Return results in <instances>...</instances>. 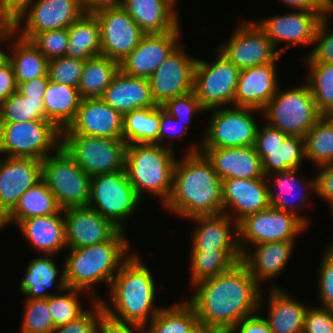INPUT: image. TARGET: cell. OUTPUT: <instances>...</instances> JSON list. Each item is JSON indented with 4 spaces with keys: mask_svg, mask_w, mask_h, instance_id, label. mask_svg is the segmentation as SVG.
I'll return each instance as SVG.
<instances>
[{
    "mask_svg": "<svg viewBox=\"0 0 333 333\" xmlns=\"http://www.w3.org/2000/svg\"><path fill=\"white\" fill-rule=\"evenodd\" d=\"M188 303L197 319L214 332L230 331L245 317L262 309L261 285L239 261L230 270L193 285Z\"/></svg>",
    "mask_w": 333,
    "mask_h": 333,
    "instance_id": "obj_1",
    "label": "cell"
},
{
    "mask_svg": "<svg viewBox=\"0 0 333 333\" xmlns=\"http://www.w3.org/2000/svg\"><path fill=\"white\" fill-rule=\"evenodd\" d=\"M200 149L199 142L193 144L183 160H176L171 194L163 205L185 219L223 213L222 179Z\"/></svg>",
    "mask_w": 333,
    "mask_h": 333,
    "instance_id": "obj_2",
    "label": "cell"
},
{
    "mask_svg": "<svg viewBox=\"0 0 333 333\" xmlns=\"http://www.w3.org/2000/svg\"><path fill=\"white\" fill-rule=\"evenodd\" d=\"M129 255L110 284L111 305L103 299L100 302L108 319L145 326L163 307L155 306L156 282L152 271L141 261L138 253Z\"/></svg>",
    "mask_w": 333,
    "mask_h": 333,
    "instance_id": "obj_3",
    "label": "cell"
},
{
    "mask_svg": "<svg viewBox=\"0 0 333 333\" xmlns=\"http://www.w3.org/2000/svg\"><path fill=\"white\" fill-rule=\"evenodd\" d=\"M119 230L110 240L81 248H67L64 262L68 288L92 290L94 285L110 286L123 263L130 257V240ZM127 254V256H125Z\"/></svg>",
    "mask_w": 333,
    "mask_h": 333,
    "instance_id": "obj_4",
    "label": "cell"
},
{
    "mask_svg": "<svg viewBox=\"0 0 333 333\" xmlns=\"http://www.w3.org/2000/svg\"><path fill=\"white\" fill-rule=\"evenodd\" d=\"M172 141L163 146L155 143L128 144L125 171L131 185L142 199L143 193L161 199L164 205L172 190L176 163ZM169 144V145H168Z\"/></svg>",
    "mask_w": 333,
    "mask_h": 333,
    "instance_id": "obj_5",
    "label": "cell"
},
{
    "mask_svg": "<svg viewBox=\"0 0 333 333\" xmlns=\"http://www.w3.org/2000/svg\"><path fill=\"white\" fill-rule=\"evenodd\" d=\"M263 116L271 127L290 136L305 137L323 115L317 109L309 85L304 83L284 91L278 88L262 110Z\"/></svg>",
    "mask_w": 333,
    "mask_h": 333,
    "instance_id": "obj_6",
    "label": "cell"
},
{
    "mask_svg": "<svg viewBox=\"0 0 333 333\" xmlns=\"http://www.w3.org/2000/svg\"><path fill=\"white\" fill-rule=\"evenodd\" d=\"M61 143L62 131L48 119L0 123L2 156L44 160Z\"/></svg>",
    "mask_w": 333,
    "mask_h": 333,
    "instance_id": "obj_7",
    "label": "cell"
},
{
    "mask_svg": "<svg viewBox=\"0 0 333 333\" xmlns=\"http://www.w3.org/2000/svg\"><path fill=\"white\" fill-rule=\"evenodd\" d=\"M42 180L62 209L88 205L91 177L62 146L42 160Z\"/></svg>",
    "mask_w": 333,
    "mask_h": 333,
    "instance_id": "obj_8",
    "label": "cell"
},
{
    "mask_svg": "<svg viewBox=\"0 0 333 333\" xmlns=\"http://www.w3.org/2000/svg\"><path fill=\"white\" fill-rule=\"evenodd\" d=\"M141 198L125 170L91 177L89 207L125 231V221L138 210ZM125 220V221H124Z\"/></svg>",
    "mask_w": 333,
    "mask_h": 333,
    "instance_id": "obj_9",
    "label": "cell"
},
{
    "mask_svg": "<svg viewBox=\"0 0 333 333\" xmlns=\"http://www.w3.org/2000/svg\"><path fill=\"white\" fill-rule=\"evenodd\" d=\"M127 143L79 134H62L61 146L90 177L125 170Z\"/></svg>",
    "mask_w": 333,
    "mask_h": 333,
    "instance_id": "obj_10",
    "label": "cell"
},
{
    "mask_svg": "<svg viewBox=\"0 0 333 333\" xmlns=\"http://www.w3.org/2000/svg\"><path fill=\"white\" fill-rule=\"evenodd\" d=\"M231 108L218 107L207 110L211 112L210 122L204 138H201V148H230L253 146L256 140L258 123L256 112L261 110L249 107Z\"/></svg>",
    "mask_w": 333,
    "mask_h": 333,
    "instance_id": "obj_11",
    "label": "cell"
},
{
    "mask_svg": "<svg viewBox=\"0 0 333 333\" xmlns=\"http://www.w3.org/2000/svg\"><path fill=\"white\" fill-rule=\"evenodd\" d=\"M240 69L218 49L216 59L209 63L197 58L194 71V92L207 111L233 106Z\"/></svg>",
    "mask_w": 333,
    "mask_h": 333,
    "instance_id": "obj_12",
    "label": "cell"
},
{
    "mask_svg": "<svg viewBox=\"0 0 333 333\" xmlns=\"http://www.w3.org/2000/svg\"><path fill=\"white\" fill-rule=\"evenodd\" d=\"M306 227L294 214L270 206L238 222V244L243 254L251 245L296 240Z\"/></svg>",
    "mask_w": 333,
    "mask_h": 333,
    "instance_id": "obj_13",
    "label": "cell"
},
{
    "mask_svg": "<svg viewBox=\"0 0 333 333\" xmlns=\"http://www.w3.org/2000/svg\"><path fill=\"white\" fill-rule=\"evenodd\" d=\"M218 50L240 70L276 62L281 56L255 21H244Z\"/></svg>",
    "mask_w": 333,
    "mask_h": 333,
    "instance_id": "obj_14",
    "label": "cell"
},
{
    "mask_svg": "<svg viewBox=\"0 0 333 333\" xmlns=\"http://www.w3.org/2000/svg\"><path fill=\"white\" fill-rule=\"evenodd\" d=\"M100 28L101 55L121 62L138 46L145 33L121 6L93 13Z\"/></svg>",
    "mask_w": 333,
    "mask_h": 333,
    "instance_id": "obj_15",
    "label": "cell"
},
{
    "mask_svg": "<svg viewBox=\"0 0 333 333\" xmlns=\"http://www.w3.org/2000/svg\"><path fill=\"white\" fill-rule=\"evenodd\" d=\"M182 47L180 44L148 78L152 97L159 106L166 100L194 91L197 59Z\"/></svg>",
    "mask_w": 333,
    "mask_h": 333,
    "instance_id": "obj_16",
    "label": "cell"
},
{
    "mask_svg": "<svg viewBox=\"0 0 333 333\" xmlns=\"http://www.w3.org/2000/svg\"><path fill=\"white\" fill-rule=\"evenodd\" d=\"M84 13L83 0H38L13 25V32L30 40L36 33L68 28Z\"/></svg>",
    "mask_w": 333,
    "mask_h": 333,
    "instance_id": "obj_17",
    "label": "cell"
},
{
    "mask_svg": "<svg viewBox=\"0 0 333 333\" xmlns=\"http://www.w3.org/2000/svg\"><path fill=\"white\" fill-rule=\"evenodd\" d=\"M328 14L329 12L295 10L283 15L261 19V21L259 19L255 22L266 33L276 49L279 43L287 42L285 47L277 49L282 55L291 46L314 45L318 25L322 18Z\"/></svg>",
    "mask_w": 333,
    "mask_h": 333,
    "instance_id": "obj_18",
    "label": "cell"
},
{
    "mask_svg": "<svg viewBox=\"0 0 333 333\" xmlns=\"http://www.w3.org/2000/svg\"><path fill=\"white\" fill-rule=\"evenodd\" d=\"M42 180V160L34 158H0V219L17 205L20 197Z\"/></svg>",
    "mask_w": 333,
    "mask_h": 333,
    "instance_id": "obj_19",
    "label": "cell"
},
{
    "mask_svg": "<svg viewBox=\"0 0 333 333\" xmlns=\"http://www.w3.org/2000/svg\"><path fill=\"white\" fill-rule=\"evenodd\" d=\"M180 31L179 25L166 33L145 34L138 46L119 62L120 70L133 77L148 79L180 45Z\"/></svg>",
    "mask_w": 333,
    "mask_h": 333,
    "instance_id": "obj_20",
    "label": "cell"
},
{
    "mask_svg": "<svg viewBox=\"0 0 333 333\" xmlns=\"http://www.w3.org/2000/svg\"><path fill=\"white\" fill-rule=\"evenodd\" d=\"M124 116L102 98L82 99L75 119L62 134H79L109 139H122Z\"/></svg>",
    "mask_w": 333,
    "mask_h": 333,
    "instance_id": "obj_21",
    "label": "cell"
},
{
    "mask_svg": "<svg viewBox=\"0 0 333 333\" xmlns=\"http://www.w3.org/2000/svg\"><path fill=\"white\" fill-rule=\"evenodd\" d=\"M222 197L223 213L237 223L248 215L270 207L266 178L223 179Z\"/></svg>",
    "mask_w": 333,
    "mask_h": 333,
    "instance_id": "obj_22",
    "label": "cell"
},
{
    "mask_svg": "<svg viewBox=\"0 0 333 333\" xmlns=\"http://www.w3.org/2000/svg\"><path fill=\"white\" fill-rule=\"evenodd\" d=\"M67 248H81L110 240L120 229L89 206L64 209Z\"/></svg>",
    "mask_w": 333,
    "mask_h": 333,
    "instance_id": "obj_23",
    "label": "cell"
},
{
    "mask_svg": "<svg viewBox=\"0 0 333 333\" xmlns=\"http://www.w3.org/2000/svg\"><path fill=\"white\" fill-rule=\"evenodd\" d=\"M300 171V169H289L272 173L265 178L268 183L270 206L294 214L308 227V218L301 216L299 211L308 203L307 201H310L308 192L316 193V178L308 179L310 182L305 183L304 179H298L297 173ZM269 180H272V183Z\"/></svg>",
    "mask_w": 333,
    "mask_h": 333,
    "instance_id": "obj_24",
    "label": "cell"
},
{
    "mask_svg": "<svg viewBox=\"0 0 333 333\" xmlns=\"http://www.w3.org/2000/svg\"><path fill=\"white\" fill-rule=\"evenodd\" d=\"M276 69V62H269L240 70L233 105L262 111L279 88Z\"/></svg>",
    "mask_w": 333,
    "mask_h": 333,
    "instance_id": "obj_25",
    "label": "cell"
},
{
    "mask_svg": "<svg viewBox=\"0 0 333 333\" xmlns=\"http://www.w3.org/2000/svg\"><path fill=\"white\" fill-rule=\"evenodd\" d=\"M212 163L214 171L223 180L226 178H265L262 162L253 146L230 148H201Z\"/></svg>",
    "mask_w": 333,
    "mask_h": 333,
    "instance_id": "obj_26",
    "label": "cell"
},
{
    "mask_svg": "<svg viewBox=\"0 0 333 333\" xmlns=\"http://www.w3.org/2000/svg\"><path fill=\"white\" fill-rule=\"evenodd\" d=\"M189 220L198 224L192 230L191 250H240L238 223L228 214L197 215Z\"/></svg>",
    "mask_w": 333,
    "mask_h": 333,
    "instance_id": "obj_27",
    "label": "cell"
},
{
    "mask_svg": "<svg viewBox=\"0 0 333 333\" xmlns=\"http://www.w3.org/2000/svg\"><path fill=\"white\" fill-rule=\"evenodd\" d=\"M101 98L123 116L132 110L158 106L152 97L148 79L133 77L121 70Z\"/></svg>",
    "mask_w": 333,
    "mask_h": 333,
    "instance_id": "obj_28",
    "label": "cell"
},
{
    "mask_svg": "<svg viewBox=\"0 0 333 333\" xmlns=\"http://www.w3.org/2000/svg\"><path fill=\"white\" fill-rule=\"evenodd\" d=\"M17 225L28 243L40 254L54 255L63 248L67 249L64 209L53 215L21 220Z\"/></svg>",
    "mask_w": 333,
    "mask_h": 333,
    "instance_id": "obj_29",
    "label": "cell"
},
{
    "mask_svg": "<svg viewBox=\"0 0 333 333\" xmlns=\"http://www.w3.org/2000/svg\"><path fill=\"white\" fill-rule=\"evenodd\" d=\"M176 3V0H124L122 7L145 34H160L180 25Z\"/></svg>",
    "mask_w": 333,
    "mask_h": 333,
    "instance_id": "obj_30",
    "label": "cell"
},
{
    "mask_svg": "<svg viewBox=\"0 0 333 333\" xmlns=\"http://www.w3.org/2000/svg\"><path fill=\"white\" fill-rule=\"evenodd\" d=\"M295 240L276 241L253 245L255 251L246 250L242 262L250 274L261 285L262 281L274 279L283 272L291 258Z\"/></svg>",
    "mask_w": 333,
    "mask_h": 333,
    "instance_id": "obj_31",
    "label": "cell"
},
{
    "mask_svg": "<svg viewBox=\"0 0 333 333\" xmlns=\"http://www.w3.org/2000/svg\"><path fill=\"white\" fill-rule=\"evenodd\" d=\"M55 255H44L39 258L30 259L27 266L25 277L20 281V292L24 294L25 299H47L51 295L59 294L63 289L68 288L65 278V265L62 267V273L53 261ZM60 278L57 280V277ZM57 281L55 293H49L47 290L54 286Z\"/></svg>",
    "mask_w": 333,
    "mask_h": 333,
    "instance_id": "obj_32",
    "label": "cell"
},
{
    "mask_svg": "<svg viewBox=\"0 0 333 333\" xmlns=\"http://www.w3.org/2000/svg\"><path fill=\"white\" fill-rule=\"evenodd\" d=\"M277 285L271 288L267 320L272 333H303L309 306L299 302Z\"/></svg>",
    "mask_w": 333,
    "mask_h": 333,
    "instance_id": "obj_33",
    "label": "cell"
},
{
    "mask_svg": "<svg viewBox=\"0 0 333 333\" xmlns=\"http://www.w3.org/2000/svg\"><path fill=\"white\" fill-rule=\"evenodd\" d=\"M16 37V33L11 32L5 41L6 43L10 41L12 48L10 50L12 53L9 52L8 55V52H5V56L12 64L18 86L20 83L47 75L49 60L30 40Z\"/></svg>",
    "mask_w": 333,
    "mask_h": 333,
    "instance_id": "obj_34",
    "label": "cell"
},
{
    "mask_svg": "<svg viewBox=\"0 0 333 333\" xmlns=\"http://www.w3.org/2000/svg\"><path fill=\"white\" fill-rule=\"evenodd\" d=\"M81 101L78 88L49 81L43 95L46 118L62 131L75 119Z\"/></svg>",
    "mask_w": 333,
    "mask_h": 333,
    "instance_id": "obj_35",
    "label": "cell"
},
{
    "mask_svg": "<svg viewBox=\"0 0 333 333\" xmlns=\"http://www.w3.org/2000/svg\"><path fill=\"white\" fill-rule=\"evenodd\" d=\"M66 57L88 60L101 55L100 28L93 13H84L68 27Z\"/></svg>",
    "mask_w": 333,
    "mask_h": 333,
    "instance_id": "obj_36",
    "label": "cell"
},
{
    "mask_svg": "<svg viewBox=\"0 0 333 333\" xmlns=\"http://www.w3.org/2000/svg\"><path fill=\"white\" fill-rule=\"evenodd\" d=\"M61 211L63 209L53 193L41 180L20 197L15 208L2 220V228L7 227L11 222L18 224L27 218L53 215Z\"/></svg>",
    "mask_w": 333,
    "mask_h": 333,
    "instance_id": "obj_37",
    "label": "cell"
},
{
    "mask_svg": "<svg viewBox=\"0 0 333 333\" xmlns=\"http://www.w3.org/2000/svg\"><path fill=\"white\" fill-rule=\"evenodd\" d=\"M191 286L230 270L242 260L241 250H191Z\"/></svg>",
    "mask_w": 333,
    "mask_h": 333,
    "instance_id": "obj_38",
    "label": "cell"
},
{
    "mask_svg": "<svg viewBox=\"0 0 333 333\" xmlns=\"http://www.w3.org/2000/svg\"><path fill=\"white\" fill-rule=\"evenodd\" d=\"M265 176L289 169H301L305 160V138L288 135L275 150H256Z\"/></svg>",
    "mask_w": 333,
    "mask_h": 333,
    "instance_id": "obj_39",
    "label": "cell"
},
{
    "mask_svg": "<svg viewBox=\"0 0 333 333\" xmlns=\"http://www.w3.org/2000/svg\"><path fill=\"white\" fill-rule=\"evenodd\" d=\"M119 70L118 61L102 55L86 60L78 85L82 99L101 98Z\"/></svg>",
    "mask_w": 333,
    "mask_h": 333,
    "instance_id": "obj_40",
    "label": "cell"
},
{
    "mask_svg": "<svg viewBox=\"0 0 333 333\" xmlns=\"http://www.w3.org/2000/svg\"><path fill=\"white\" fill-rule=\"evenodd\" d=\"M160 106L132 110L124 115L123 137L127 144H158Z\"/></svg>",
    "mask_w": 333,
    "mask_h": 333,
    "instance_id": "obj_41",
    "label": "cell"
},
{
    "mask_svg": "<svg viewBox=\"0 0 333 333\" xmlns=\"http://www.w3.org/2000/svg\"><path fill=\"white\" fill-rule=\"evenodd\" d=\"M304 138L305 159L315 167L333 163V116L323 115Z\"/></svg>",
    "mask_w": 333,
    "mask_h": 333,
    "instance_id": "obj_42",
    "label": "cell"
},
{
    "mask_svg": "<svg viewBox=\"0 0 333 333\" xmlns=\"http://www.w3.org/2000/svg\"><path fill=\"white\" fill-rule=\"evenodd\" d=\"M198 321L194 308L187 302L163 307L145 325L147 333H186Z\"/></svg>",
    "mask_w": 333,
    "mask_h": 333,
    "instance_id": "obj_43",
    "label": "cell"
},
{
    "mask_svg": "<svg viewBox=\"0 0 333 333\" xmlns=\"http://www.w3.org/2000/svg\"><path fill=\"white\" fill-rule=\"evenodd\" d=\"M309 85L318 111L333 116V64L306 62Z\"/></svg>",
    "mask_w": 333,
    "mask_h": 333,
    "instance_id": "obj_44",
    "label": "cell"
},
{
    "mask_svg": "<svg viewBox=\"0 0 333 333\" xmlns=\"http://www.w3.org/2000/svg\"><path fill=\"white\" fill-rule=\"evenodd\" d=\"M47 119L43 98H29L18 91L0 104V123Z\"/></svg>",
    "mask_w": 333,
    "mask_h": 333,
    "instance_id": "obj_45",
    "label": "cell"
},
{
    "mask_svg": "<svg viewBox=\"0 0 333 333\" xmlns=\"http://www.w3.org/2000/svg\"><path fill=\"white\" fill-rule=\"evenodd\" d=\"M83 290L66 288L59 294L49 297V309L56 327L78 319L87 310L81 305L79 297ZM66 293V294H65Z\"/></svg>",
    "mask_w": 333,
    "mask_h": 333,
    "instance_id": "obj_46",
    "label": "cell"
},
{
    "mask_svg": "<svg viewBox=\"0 0 333 333\" xmlns=\"http://www.w3.org/2000/svg\"><path fill=\"white\" fill-rule=\"evenodd\" d=\"M20 333H52L55 329L49 298L26 299Z\"/></svg>",
    "mask_w": 333,
    "mask_h": 333,
    "instance_id": "obj_47",
    "label": "cell"
},
{
    "mask_svg": "<svg viewBox=\"0 0 333 333\" xmlns=\"http://www.w3.org/2000/svg\"><path fill=\"white\" fill-rule=\"evenodd\" d=\"M84 64V60H78L66 56L49 60V80L54 83L78 88Z\"/></svg>",
    "mask_w": 333,
    "mask_h": 333,
    "instance_id": "obj_48",
    "label": "cell"
},
{
    "mask_svg": "<svg viewBox=\"0 0 333 333\" xmlns=\"http://www.w3.org/2000/svg\"><path fill=\"white\" fill-rule=\"evenodd\" d=\"M91 299L93 309H88L76 320L56 327L52 333H99L101 322L105 317L104 310L100 302L101 298L94 296Z\"/></svg>",
    "mask_w": 333,
    "mask_h": 333,
    "instance_id": "obj_49",
    "label": "cell"
},
{
    "mask_svg": "<svg viewBox=\"0 0 333 333\" xmlns=\"http://www.w3.org/2000/svg\"><path fill=\"white\" fill-rule=\"evenodd\" d=\"M68 40V28L36 33L30 39L48 60L65 56Z\"/></svg>",
    "mask_w": 333,
    "mask_h": 333,
    "instance_id": "obj_50",
    "label": "cell"
},
{
    "mask_svg": "<svg viewBox=\"0 0 333 333\" xmlns=\"http://www.w3.org/2000/svg\"><path fill=\"white\" fill-rule=\"evenodd\" d=\"M161 107L169 115L180 121L188 130L194 114L205 112L194 91L166 100Z\"/></svg>",
    "mask_w": 333,
    "mask_h": 333,
    "instance_id": "obj_51",
    "label": "cell"
},
{
    "mask_svg": "<svg viewBox=\"0 0 333 333\" xmlns=\"http://www.w3.org/2000/svg\"><path fill=\"white\" fill-rule=\"evenodd\" d=\"M329 14L324 16L320 21L314 46L311 52H308L305 60L306 62H323L333 64V29L329 31ZM330 32V33H329Z\"/></svg>",
    "mask_w": 333,
    "mask_h": 333,
    "instance_id": "obj_52",
    "label": "cell"
},
{
    "mask_svg": "<svg viewBox=\"0 0 333 333\" xmlns=\"http://www.w3.org/2000/svg\"><path fill=\"white\" fill-rule=\"evenodd\" d=\"M324 251L318 270L319 306L333 309V242Z\"/></svg>",
    "mask_w": 333,
    "mask_h": 333,
    "instance_id": "obj_53",
    "label": "cell"
},
{
    "mask_svg": "<svg viewBox=\"0 0 333 333\" xmlns=\"http://www.w3.org/2000/svg\"><path fill=\"white\" fill-rule=\"evenodd\" d=\"M309 307L305 314L303 333H333V309L319 305Z\"/></svg>",
    "mask_w": 333,
    "mask_h": 333,
    "instance_id": "obj_54",
    "label": "cell"
},
{
    "mask_svg": "<svg viewBox=\"0 0 333 333\" xmlns=\"http://www.w3.org/2000/svg\"><path fill=\"white\" fill-rule=\"evenodd\" d=\"M38 0H0V22L14 25Z\"/></svg>",
    "mask_w": 333,
    "mask_h": 333,
    "instance_id": "obj_55",
    "label": "cell"
},
{
    "mask_svg": "<svg viewBox=\"0 0 333 333\" xmlns=\"http://www.w3.org/2000/svg\"><path fill=\"white\" fill-rule=\"evenodd\" d=\"M264 124L261 128L258 126L254 147L256 150H275L288 135L266 122Z\"/></svg>",
    "mask_w": 333,
    "mask_h": 333,
    "instance_id": "obj_56",
    "label": "cell"
},
{
    "mask_svg": "<svg viewBox=\"0 0 333 333\" xmlns=\"http://www.w3.org/2000/svg\"><path fill=\"white\" fill-rule=\"evenodd\" d=\"M180 126V127H179ZM187 128L180 121L169 115L160 106V129L158 134V144L163 146L166 139H178L187 133ZM161 142V143H160Z\"/></svg>",
    "mask_w": 333,
    "mask_h": 333,
    "instance_id": "obj_57",
    "label": "cell"
},
{
    "mask_svg": "<svg viewBox=\"0 0 333 333\" xmlns=\"http://www.w3.org/2000/svg\"><path fill=\"white\" fill-rule=\"evenodd\" d=\"M316 178V193L333 207V163L319 166Z\"/></svg>",
    "mask_w": 333,
    "mask_h": 333,
    "instance_id": "obj_58",
    "label": "cell"
},
{
    "mask_svg": "<svg viewBox=\"0 0 333 333\" xmlns=\"http://www.w3.org/2000/svg\"><path fill=\"white\" fill-rule=\"evenodd\" d=\"M17 91L14 70L5 56L0 61V104Z\"/></svg>",
    "mask_w": 333,
    "mask_h": 333,
    "instance_id": "obj_59",
    "label": "cell"
},
{
    "mask_svg": "<svg viewBox=\"0 0 333 333\" xmlns=\"http://www.w3.org/2000/svg\"><path fill=\"white\" fill-rule=\"evenodd\" d=\"M256 312L253 315L245 317L238 322L231 330V333H272L267 320L258 315Z\"/></svg>",
    "mask_w": 333,
    "mask_h": 333,
    "instance_id": "obj_60",
    "label": "cell"
},
{
    "mask_svg": "<svg viewBox=\"0 0 333 333\" xmlns=\"http://www.w3.org/2000/svg\"><path fill=\"white\" fill-rule=\"evenodd\" d=\"M49 75L41 76L30 81L20 83L17 91L29 98H43L44 92L49 83Z\"/></svg>",
    "mask_w": 333,
    "mask_h": 333,
    "instance_id": "obj_61",
    "label": "cell"
},
{
    "mask_svg": "<svg viewBox=\"0 0 333 333\" xmlns=\"http://www.w3.org/2000/svg\"><path fill=\"white\" fill-rule=\"evenodd\" d=\"M99 333H147L144 325L122 324L104 317Z\"/></svg>",
    "mask_w": 333,
    "mask_h": 333,
    "instance_id": "obj_62",
    "label": "cell"
},
{
    "mask_svg": "<svg viewBox=\"0 0 333 333\" xmlns=\"http://www.w3.org/2000/svg\"><path fill=\"white\" fill-rule=\"evenodd\" d=\"M294 10L329 12V0H280Z\"/></svg>",
    "mask_w": 333,
    "mask_h": 333,
    "instance_id": "obj_63",
    "label": "cell"
},
{
    "mask_svg": "<svg viewBox=\"0 0 333 333\" xmlns=\"http://www.w3.org/2000/svg\"><path fill=\"white\" fill-rule=\"evenodd\" d=\"M123 0H83L85 13H94L100 9L121 7Z\"/></svg>",
    "mask_w": 333,
    "mask_h": 333,
    "instance_id": "obj_64",
    "label": "cell"
},
{
    "mask_svg": "<svg viewBox=\"0 0 333 333\" xmlns=\"http://www.w3.org/2000/svg\"><path fill=\"white\" fill-rule=\"evenodd\" d=\"M13 32V26L9 24H5L0 22V42L6 41L8 36ZM5 57V52L3 51V48L0 49V60H2Z\"/></svg>",
    "mask_w": 333,
    "mask_h": 333,
    "instance_id": "obj_65",
    "label": "cell"
},
{
    "mask_svg": "<svg viewBox=\"0 0 333 333\" xmlns=\"http://www.w3.org/2000/svg\"><path fill=\"white\" fill-rule=\"evenodd\" d=\"M186 333H215L202 322L197 321Z\"/></svg>",
    "mask_w": 333,
    "mask_h": 333,
    "instance_id": "obj_66",
    "label": "cell"
},
{
    "mask_svg": "<svg viewBox=\"0 0 333 333\" xmlns=\"http://www.w3.org/2000/svg\"><path fill=\"white\" fill-rule=\"evenodd\" d=\"M333 13V0H329V15Z\"/></svg>",
    "mask_w": 333,
    "mask_h": 333,
    "instance_id": "obj_67",
    "label": "cell"
},
{
    "mask_svg": "<svg viewBox=\"0 0 333 333\" xmlns=\"http://www.w3.org/2000/svg\"><path fill=\"white\" fill-rule=\"evenodd\" d=\"M215 333H231L230 331H217Z\"/></svg>",
    "mask_w": 333,
    "mask_h": 333,
    "instance_id": "obj_68",
    "label": "cell"
},
{
    "mask_svg": "<svg viewBox=\"0 0 333 333\" xmlns=\"http://www.w3.org/2000/svg\"><path fill=\"white\" fill-rule=\"evenodd\" d=\"M2 229V220L0 219V230Z\"/></svg>",
    "mask_w": 333,
    "mask_h": 333,
    "instance_id": "obj_69",
    "label": "cell"
}]
</instances>
